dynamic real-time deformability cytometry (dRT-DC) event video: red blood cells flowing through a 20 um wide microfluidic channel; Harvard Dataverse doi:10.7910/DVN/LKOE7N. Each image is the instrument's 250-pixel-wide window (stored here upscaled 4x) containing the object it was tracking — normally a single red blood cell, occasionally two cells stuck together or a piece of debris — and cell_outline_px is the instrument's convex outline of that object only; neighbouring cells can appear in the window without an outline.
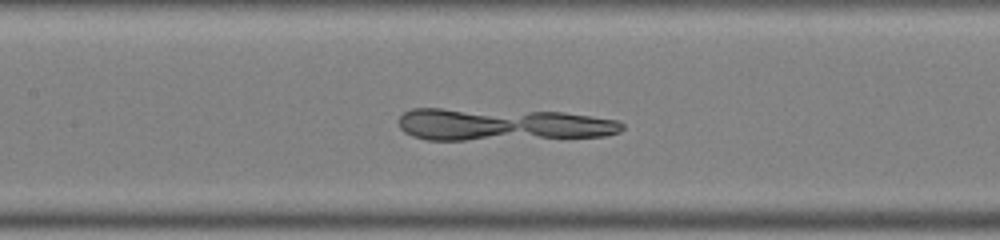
{"species": "common noctule bat (a hibernating species)", "species_latin": "Nyctalus noctula", "temperature_condition": "warm", "stored_images_in_passage": 46, "camera_frame_rate_fps": 3000, "um_per_image_px": 0.085, "animal": {"sex": "male", "body_mass_g": 19.0, "forearm_length_mm": 50.8}, "frame": {"image": 1, "passage_image": 20, "time_ms": 6.333, "image_size_px": [1000, 240], "cell_outline_px": [[624, 128], [620, 132], [604, 136], [464, 140], [424, 140], [412, 136], [404, 132], [400, 128], [400, 116], [404, 112], [412, 108], [440, 108], [564, 112], [616, 120], [624, 124]], "centroid_in_image_um": [42.65, 10.58], "position_along_channel_um": 164.8, "area_um2": 42.08}}